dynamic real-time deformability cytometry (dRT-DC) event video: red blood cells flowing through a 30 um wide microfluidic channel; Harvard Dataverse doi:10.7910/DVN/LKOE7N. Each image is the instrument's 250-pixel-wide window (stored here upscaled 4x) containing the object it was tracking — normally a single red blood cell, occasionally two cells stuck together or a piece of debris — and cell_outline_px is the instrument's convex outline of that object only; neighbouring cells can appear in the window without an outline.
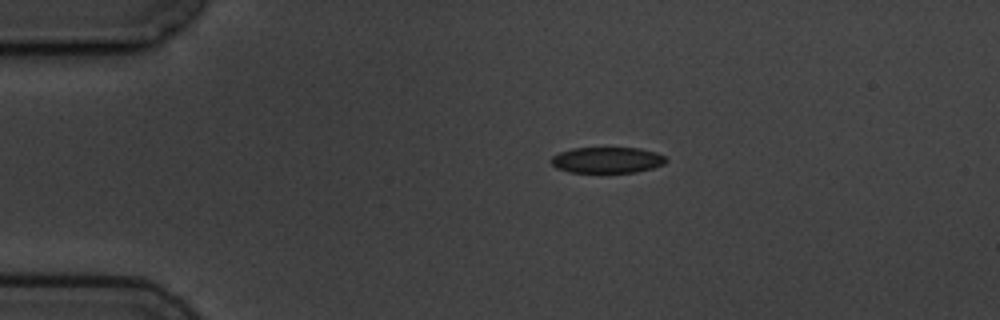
{"species": "common noctule bat (a hibernating species)", "species_latin": "Nyctalus noctula", "temperature_condition": "cold", "stored_images_in_passage": 5, "camera_frame_rate_fps": 3000, "um_per_image_px": 0.085, "animal": {"sex": "male", "body_mass_g": 19.5, "forearm_length_mm": 54.6}, "frame": {"image": 1, "passage_image": 3, "time_ms": 2.333, "image_size_px": [1000, 320], "cell_outline_px": [[668, 160], [664, 164], [652, 168], [636, 172], [572, 172], [556, 168], [552, 164], [552, 156], [560, 152], [572, 148], [640, 148], [656, 152], [664, 156]], "centroid_in_image_um": [51.63, 13.6], "position_along_channel_um": 33.4, "area_um2": 17.28}}
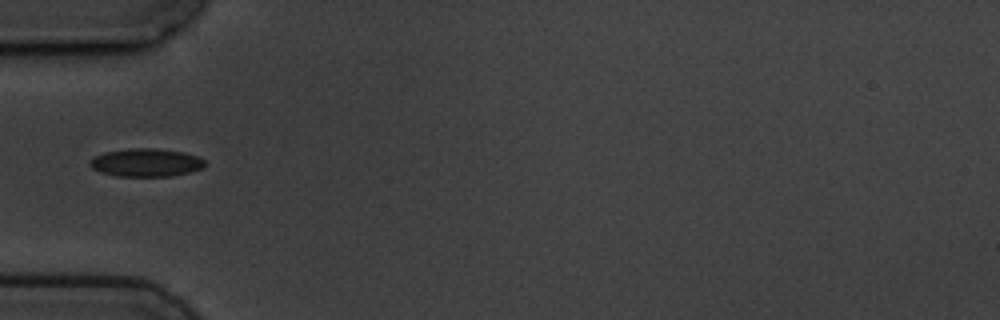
{"frame": {"image": 2, "passage_image": 5, "time_ms": 4.667, "image_size_px": [1000, 320], "cell_outline_px": [[204, 164], [200, 168], [188, 172], [172, 176], [116, 176], [100, 172], [92, 168], [88, 164], [96, 156], [104, 152], [128, 148], [156, 148], [184, 152], [196, 156], [204, 160]], "centroid_in_image_um": [12.38, 13.81], "position_along_channel_um": 72.6, "area_um2": 18.67}}